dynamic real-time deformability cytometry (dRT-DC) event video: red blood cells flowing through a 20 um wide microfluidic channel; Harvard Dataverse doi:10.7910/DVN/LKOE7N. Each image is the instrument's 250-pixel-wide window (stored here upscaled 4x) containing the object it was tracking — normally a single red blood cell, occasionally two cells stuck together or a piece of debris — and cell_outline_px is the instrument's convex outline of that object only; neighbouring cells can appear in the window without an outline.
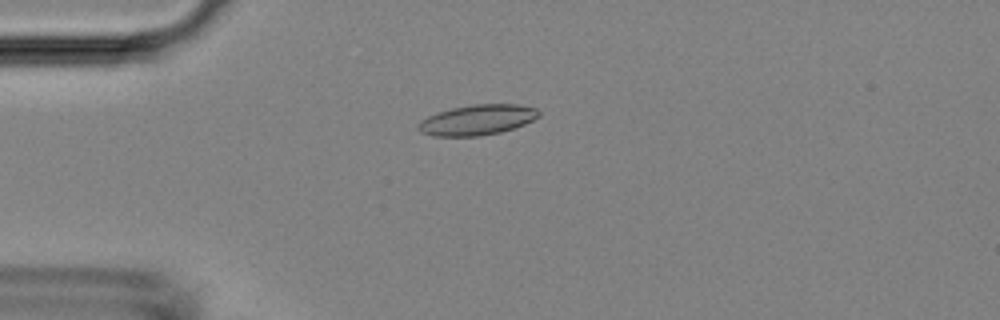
{"species": "Egyptian fruit bat (a non-hibernating species)", "species_latin": "Rousettus aegyptiacus", "temperature_condition": "room temperature", "stored_images_in_passage": 4, "camera_frame_rate_fps": 3000, "um_per_image_px": 0.085, "animal": {"sex": "female"}, "frame": {"image": 1, "passage_image": 4, "time_ms": 4.0, "image_size_px": [1000, 320], "cell_outline_px": [[540, 116], [524, 124], [500, 132], [480, 136], [432, 136], [420, 132], [416, 128], [416, 124], [420, 120], [428, 116], [452, 108], [472, 104], [520, 104], [536, 108], [540, 112]], "centroid_in_image_um": [40.54, 10.19], "position_along_channel_um": 44.5, "area_um2": 21.39}}